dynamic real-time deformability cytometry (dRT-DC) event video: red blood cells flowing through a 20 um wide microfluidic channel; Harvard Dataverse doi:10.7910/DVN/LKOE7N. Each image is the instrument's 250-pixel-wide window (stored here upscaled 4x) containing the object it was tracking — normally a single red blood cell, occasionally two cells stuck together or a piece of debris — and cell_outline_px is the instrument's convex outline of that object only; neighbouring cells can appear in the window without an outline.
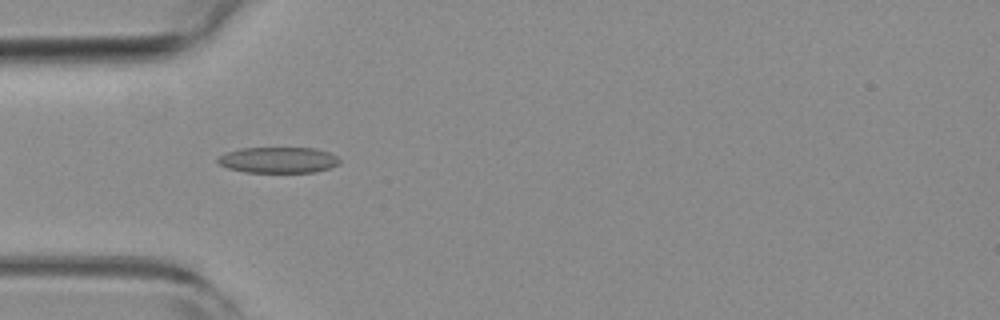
{"species": "common noctule bat (a hibernating species)", "species_latin": "Nyctalus noctula", "temperature_condition": "room temperature", "stored_images_in_passage": 18, "camera_frame_rate_fps": 3000, "um_per_image_px": 0.085, "animal": {"sex": "female", "body_mass_g": 19.3, "forearm_length_mm": 54.1}, "frame": {"image": 1, "passage_image": 2, "time_ms": 0.333, "image_size_px": [1000, 320], "cell_outline_px": [[340, 164], [332, 168], [316, 172], [244, 172], [228, 168], [220, 164], [216, 160], [224, 152], [240, 148], [316, 148], [328, 152], [336, 156], [340, 160]], "centroid_in_image_um": [23.67, 13.6], "position_along_channel_um": 61.3, "area_um2": 18.55}}
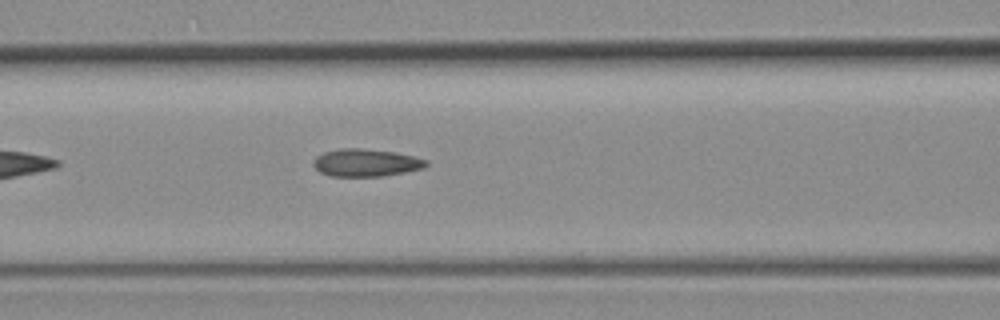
{"frame": {"image": 2, "passage_image": 8, "time_ms": 2.333, "image_size_px": [1000, 320], "cell_outline_px": [[428, 164], [424, 168], [384, 176], [328, 176], [320, 172], [312, 164], [312, 160], [316, 156], [324, 152], [340, 148], [360, 148], [396, 152], [428, 160]], "centroid_in_image_um": [31.08, 13.83], "position_along_channel_um": 135.5, "area_um2": 18.21}}
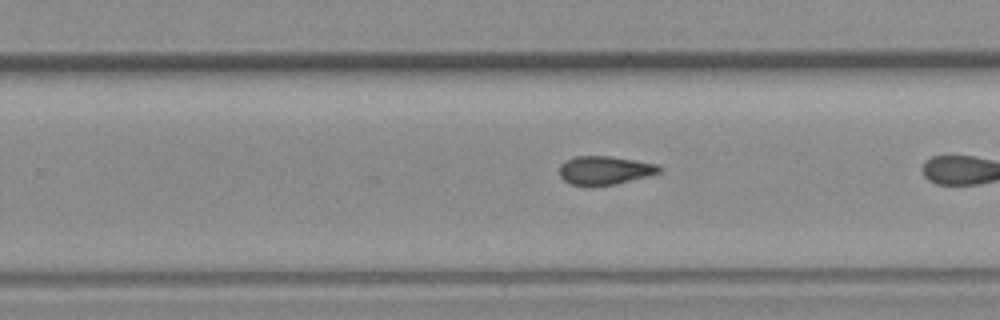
{"frame": {"image": 3, "passage_image": 17, "time_ms": 5.333, "image_size_px": [1000, 320], "cell_outline_px": [[664, 168], [660, 172], [648, 176], [616, 184], [568, 184], [560, 176], [560, 164], [564, 160], [576, 156], [608, 156], [660, 164]], "centroid_in_image_um": [51.44, 14.45], "position_along_channel_um": 278.4, "area_um2": 16.47}}